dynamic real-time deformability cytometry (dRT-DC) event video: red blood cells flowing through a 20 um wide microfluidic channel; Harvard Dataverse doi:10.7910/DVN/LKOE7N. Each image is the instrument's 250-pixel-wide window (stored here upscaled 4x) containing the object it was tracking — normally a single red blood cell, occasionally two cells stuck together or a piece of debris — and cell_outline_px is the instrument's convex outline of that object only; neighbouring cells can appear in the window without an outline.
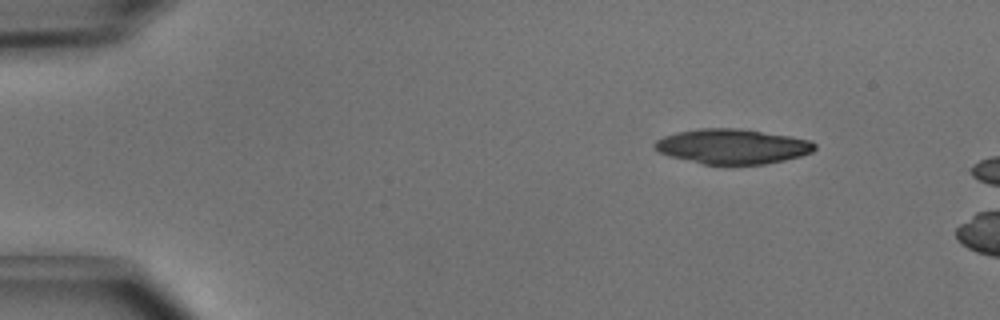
{"species": "common noctule bat (a hibernating species)", "species_latin": "Nyctalus noctula", "temperature_condition": "cold", "stored_images_in_passage": 3, "camera_frame_rate_fps": 3000, "um_per_image_px": 0.085, "animal": {"sex": "male", "body_mass_g": 15.6}, "frame": {"image": 1, "passage_image": 1, "time_ms": 0.0, "image_size_px": [1000, 320], "cell_outline_px": [[816, 148], [812, 152], [800, 156], [784, 160], [764, 164], [704, 164], [656, 152], [652, 144], [656, 140], [664, 136], [676, 132], [700, 128], [740, 128], [788, 136], [808, 140], [816, 144]], "centroid_in_image_um": [62.22, 12.44], "position_along_channel_um": 22.8, "area_um2": 32.37}}